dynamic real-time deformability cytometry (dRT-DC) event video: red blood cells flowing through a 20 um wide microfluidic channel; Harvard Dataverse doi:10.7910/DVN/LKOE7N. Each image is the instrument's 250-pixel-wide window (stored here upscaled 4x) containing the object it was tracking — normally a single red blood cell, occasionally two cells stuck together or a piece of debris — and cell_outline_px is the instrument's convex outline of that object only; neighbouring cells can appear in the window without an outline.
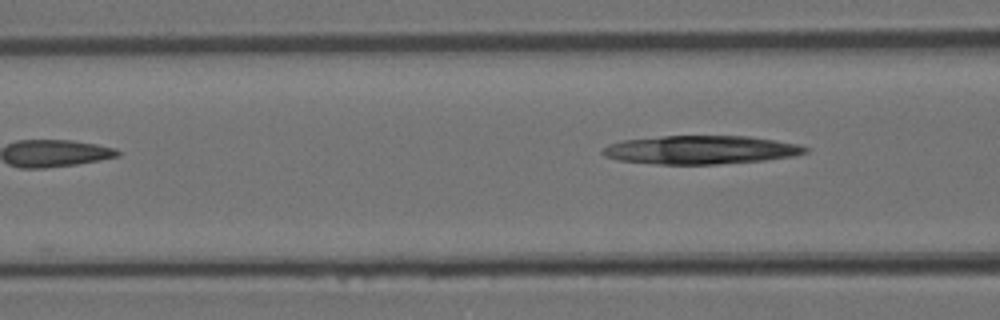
{"species": "Egyptian fruit bat (a non-hibernating species)", "species_latin": "Rousettus aegyptiacus", "temperature_condition": "room temperature", "stored_images_in_passage": 4, "camera_frame_rate_fps": 3000, "um_per_image_px": 0.085, "animal": {"sex": "female"}, "frame": {"image": 1, "passage_image": 4, "time_ms": 1.0, "image_size_px": [1000, 320], "cell_outline_px": [[808, 152], [792, 156], [764, 160], [716, 164], [656, 164], [620, 160], [604, 156], [600, 152], [608, 144], [624, 140], [664, 136], [748, 136], [800, 144], [808, 148]], "centroid_in_image_um": [59.56, 12.73], "position_along_channel_um": 107.0, "area_um2": 33.47}}